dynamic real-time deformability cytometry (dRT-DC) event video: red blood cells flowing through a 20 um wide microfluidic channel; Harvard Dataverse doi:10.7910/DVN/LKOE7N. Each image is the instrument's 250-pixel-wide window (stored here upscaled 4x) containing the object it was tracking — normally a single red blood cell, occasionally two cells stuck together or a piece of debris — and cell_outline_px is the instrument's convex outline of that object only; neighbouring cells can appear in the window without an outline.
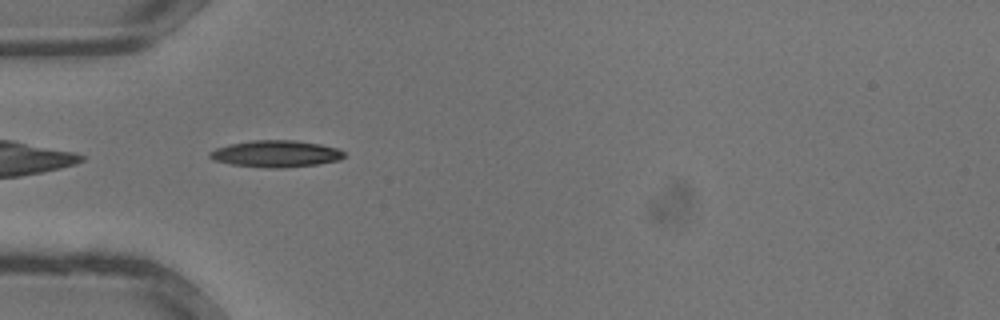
{"species": "common noctule bat (a hibernating species)", "species_latin": "Nyctalus noctula", "temperature_condition": "warm", "stored_images_in_passage": 19, "camera_frame_rate_fps": 3000, "um_per_image_px": 0.085, "animal": {"sex": "male", "body_mass_g": 13.3}, "frame": {"image": 1, "passage_image": 1, "time_ms": 0.0, "image_size_px": [1000, 320], "cell_outline_px": [[344, 156], [340, 160], [316, 164], [284, 168], [268, 168], [232, 164], [212, 160], [208, 156], [208, 152], [216, 148], [232, 144], [252, 140], [296, 140], [320, 144], [336, 148], [344, 152]], "centroid_in_image_um": [23.43, 13.07], "position_along_channel_um": 61.6, "area_um2": 20.87}}
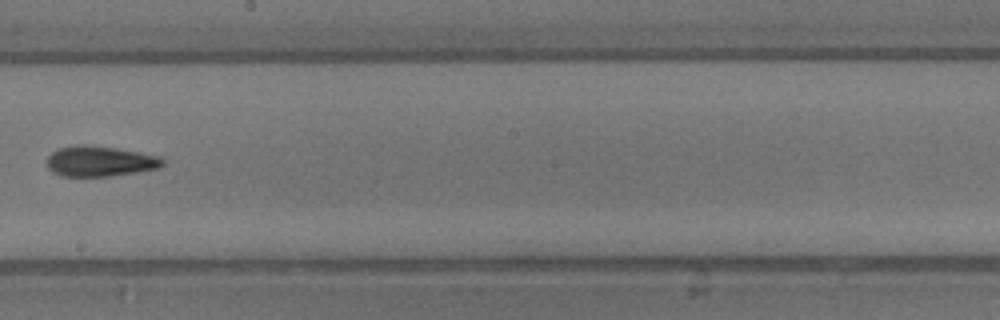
{"frame": {"image": 2, "passage_image": 10, "time_ms": 3.0, "image_size_px": [1000, 320], "cell_outline_px": [[164, 164], [160, 168], [136, 172], [108, 176], [60, 176], [48, 168], [48, 156], [52, 152], [60, 148], [76, 144], [84, 144], [112, 148], [160, 156], [164, 160]], "centroid_in_image_um": [8.49, 13.71], "position_along_channel_um": 239.7, "area_um2": 20.29}}
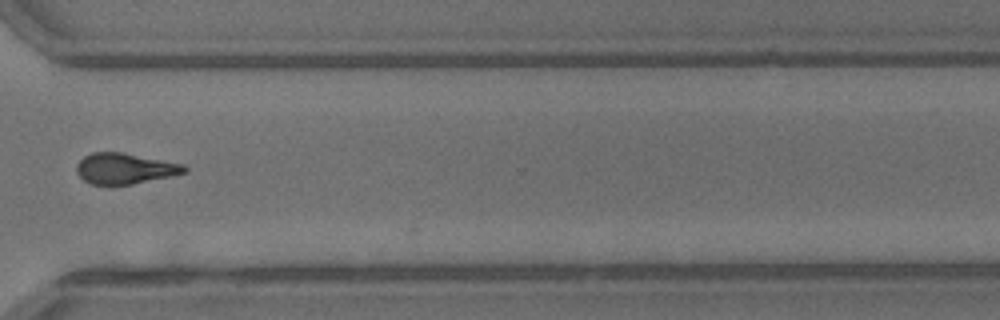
{"frame": {"image": 3, "passage_image": 16, "time_ms": 5.0, "image_size_px": [1000, 320], "cell_outline_px": [[188, 172], [172, 176], [132, 184], [92, 184], [84, 180], [76, 172], [76, 164], [84, 156], [92, 152], [120, 152], [184, 164], [188, 168]], "centroid_in_image_um": [10.63, 14.32], "position_along_channel_um": 360.0, "area_um2": 19.25}}